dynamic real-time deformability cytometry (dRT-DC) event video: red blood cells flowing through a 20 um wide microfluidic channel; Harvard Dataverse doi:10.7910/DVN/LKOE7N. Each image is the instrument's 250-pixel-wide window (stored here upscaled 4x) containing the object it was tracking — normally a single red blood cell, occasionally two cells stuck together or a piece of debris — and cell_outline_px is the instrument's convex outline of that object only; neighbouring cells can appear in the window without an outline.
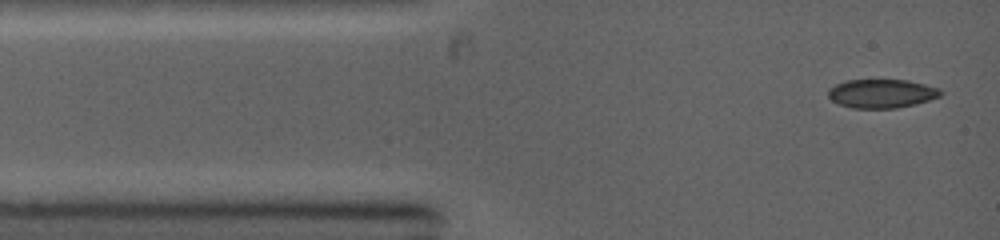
{"species": "common noctule bat (a hibernating species)", "species_latin": "Nyctalus noctula", "temperature_condition": "warm", "stored_images_in_passage": 52, "camera_frame_rate_fps": 5000, "um_per_image_px": 0.085, "animal": {"sex": "female", "body_mass_g": 19.0, "forearm_length_mm": 53.3}, "frame": {"image": 1, "passage_image": 1, "time_ms": 0.0, "image_size_px": [1000, 240], "cell_outline_px": [[944, 92], [940, 96], [916, 104], [896, 108], [852, 108], [840, 104], [832, 100], [828, 96], [828, 88], [836, 84], [848, 80], [908, 80], [940, 88]], "centroid_in_image_um": [74.95, 7.95], "position_along_channel_um": 10.0, "area_um2": 18.84}}
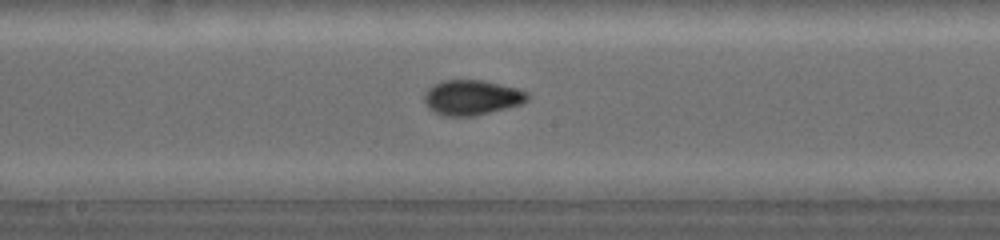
{"frame": {"image": 2, "passage_image": 29, "time_ms": 5.4, "image_size_px": [1000, 240], "cell_outline_px": [[528, 100], [520, 104], [508, 108], [472, 116], [444, 116], [428, 108], [424, 100], [424, 96], [428, 88], [432, 84], [444, 80], [484, 80], [516, 88], [528, 92]], "centroid_in_image_um": [40.09, 8.28], "position_along_channel_um": 208.1, "area_um2": 21.04}}
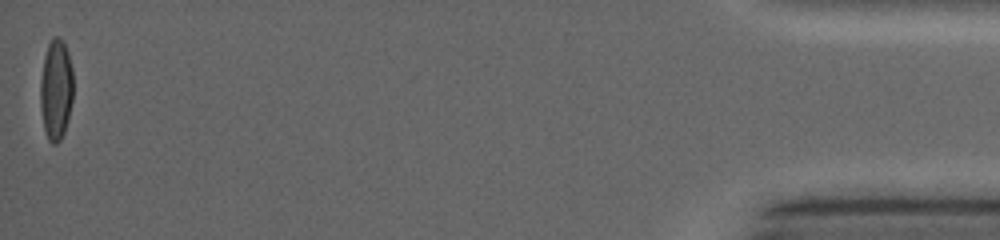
{"frame": {"image": 3, "passage_image": 52, "time_ms": 13.2, "image_size_px": [1000, 240], "cell_outline_px": [[72, 100], [64, 132], [60, 140], [56, 144], [52, 144], [48, 140], [44, 128], [40, 104], [40, 80], [44, 56], [48, 44], [52, 36], [56, 36], [64, 44], [68, 52], [72, 68]], "centroid_in_image_um": [4.74, 7.61], "position_along_channel_um": 430.5, "area_um2": 19.19}}